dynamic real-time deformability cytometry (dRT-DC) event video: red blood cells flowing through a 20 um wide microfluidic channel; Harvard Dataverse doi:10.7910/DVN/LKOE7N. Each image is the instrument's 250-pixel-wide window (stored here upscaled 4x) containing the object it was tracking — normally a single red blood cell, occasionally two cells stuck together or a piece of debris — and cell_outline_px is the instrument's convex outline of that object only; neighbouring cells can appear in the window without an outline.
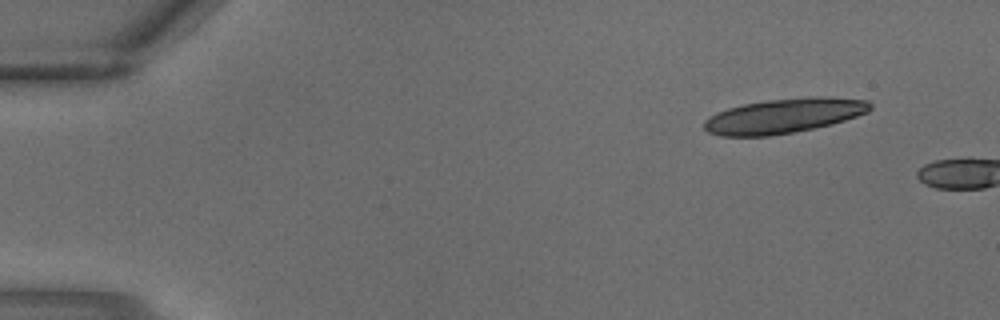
{"species": "common noctule bat (a hibernating species)", "species_latin": "Nyctalus noctula", "temperature_condition": "warm", "stored_images_in_passage": 3, "camera_frame_rate_fps": 3000, "um_per_image_px": 0.085, "animal": {"sex": "male", "body_mass_g": 18.8}, "frame": {"image": 1, "passage_image": 1, "time_ms": 0.0, "image_size_px": [1000, 320], "cell_outline_px": [[872, 108], [868, 112], [832, 124], [772, 136], [720, 136], [708, 132], [704, 128], [704, 120], [708, 116], [716, 112], [728, 108], [744, 104], [768, 100], [812, 96], [824, 96], [868, 100], [872, 104]], "centroid_in_image_um": [66.62, 9.84], "position_along_channel_um": 18.4, "area_um2": 33.64}}